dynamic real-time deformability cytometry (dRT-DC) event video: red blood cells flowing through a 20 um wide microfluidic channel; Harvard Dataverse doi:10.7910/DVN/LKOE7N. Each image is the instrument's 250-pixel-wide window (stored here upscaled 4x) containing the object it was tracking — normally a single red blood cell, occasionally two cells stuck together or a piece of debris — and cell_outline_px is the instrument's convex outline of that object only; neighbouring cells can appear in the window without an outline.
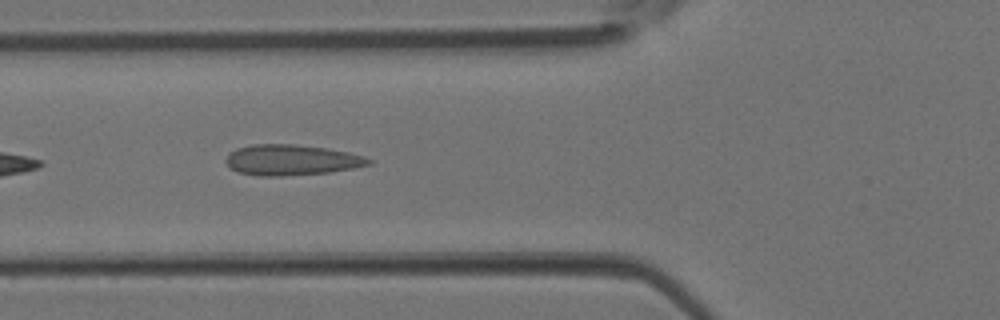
{"species": "Egyptian fruit bat (a non-hibernating species)", "species_latin": "Rousettus aegyptiacus", "temperature_condition": "room temperature", "stored_images_in_passage": 5, "camera_frame_rate_fps": 3000, "um_per_image_px": 0.085, "animal": {"sex": "female"}, "frame": {"image": 1, "passage_image": 5, "time_ms": 1.333, "image_size_px": [1000, 320], "cell_outline_px": [[372, 164], [356, 168], [328, 172], [280, 176], [260, 176], [240, 172], [232, 168], [224, 160], [236, 148], [252, 144], [292, 144], [328, 148], [348, 152], [364, 156], [372, 160]], "centroid_in_image_um": [24.82, 13.59], "position_along_channel_um": 101.0, "area_um2": 25.37}}